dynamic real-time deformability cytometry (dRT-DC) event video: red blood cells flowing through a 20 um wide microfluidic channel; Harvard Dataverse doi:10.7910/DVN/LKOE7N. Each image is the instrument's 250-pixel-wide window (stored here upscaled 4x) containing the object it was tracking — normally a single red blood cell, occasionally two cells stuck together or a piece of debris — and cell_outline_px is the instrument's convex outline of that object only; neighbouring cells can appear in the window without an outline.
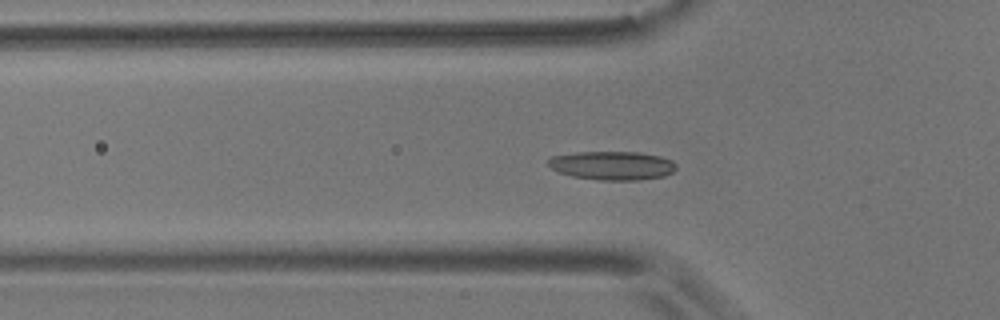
{"species": "common noctule bat (a hibernating species)", "species_latin": "Nyctalus noctula", "temperature_condition": "room temperature", "stored_images_in_passage": 54, "camera_frame_rate_fps": 3000, "um_per_image_px": 0.085, "animal": {"sex": "male", "body_mass_g": 17.9}, "frame": {"image": 1, "passage_image": 15, "time_ms": 4.667, "image_size_px": [1000, 320], "cell_outline_px": [[676, 168], [672, 172], [664, 176], [640, 180], [600, 180], [572, 176], [560, 172], [552, 168], [548, 164], [548, 160], [552, 156], [576, 152], [640, 152], [660, 156], [672, 160], [676, 164]], "centroid_in_image_um": [52.07, 14.06], "position_along_channel_um": 73.7, "area_um2": 21.39}}
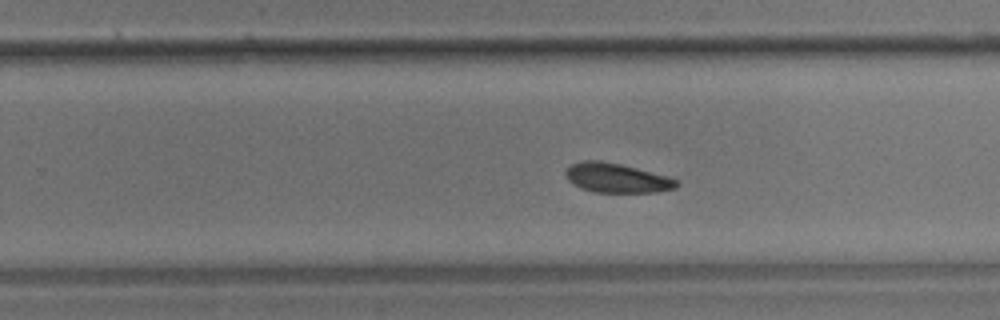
{"frame": {"image": 2, "passage_image": 32, "time_ms": 10.333, "image_size_px": [1000, 320], "cell_outline_px": [[680, 184], [676, 188], [656, 192], [596, 192], [580, 188], [568, 180], [564, 172], [572, 164], [584, 160], [600, 160], [620, 164], [668, 176], [680, 180]], "centroid_in_image_um": [52.45, 15.13], "position_along_channel_um": 277.3, "area_um2": 19.02}}
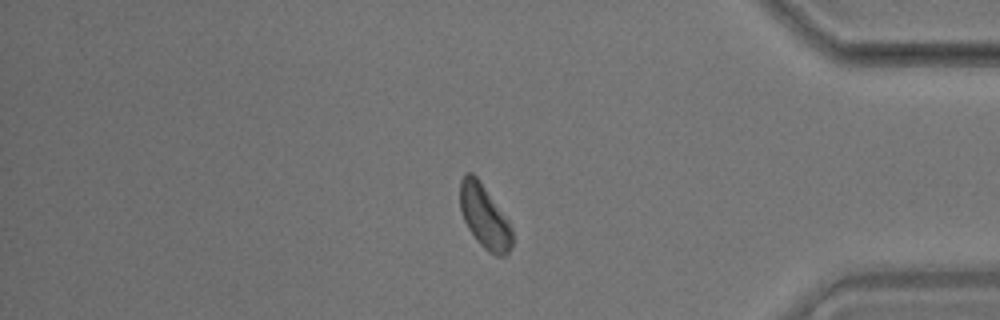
{"frame": {"image": 3, "passage_image": 44, "time_ms": 14.333, "image_size_px": [1000, 320], "cell_outline_px": [[512, 248], [504, 256], [496, 256], [488, 252], [476, 240], [468, 228], [464, 220], [460, 208], [460, 180], [464, 172], [472, 172], [480, 180], [508, 220], [512, 228]], "centroid_in_image_um": [41.18, 18.4], "position_along_channel_um": 394.0, "area_um2": 19.42}, "authors_computed_cell_mechanics": {"area_um2": 19.9699, "velocity_mm_per_s": 3.5895, "shape_relaxation_time_tau1_ms": 8.6173, "shape_relaxation_time_tau2_ms": null, "deformation_change_tau1": 0.0921, "deformation_change_tau2": null}}